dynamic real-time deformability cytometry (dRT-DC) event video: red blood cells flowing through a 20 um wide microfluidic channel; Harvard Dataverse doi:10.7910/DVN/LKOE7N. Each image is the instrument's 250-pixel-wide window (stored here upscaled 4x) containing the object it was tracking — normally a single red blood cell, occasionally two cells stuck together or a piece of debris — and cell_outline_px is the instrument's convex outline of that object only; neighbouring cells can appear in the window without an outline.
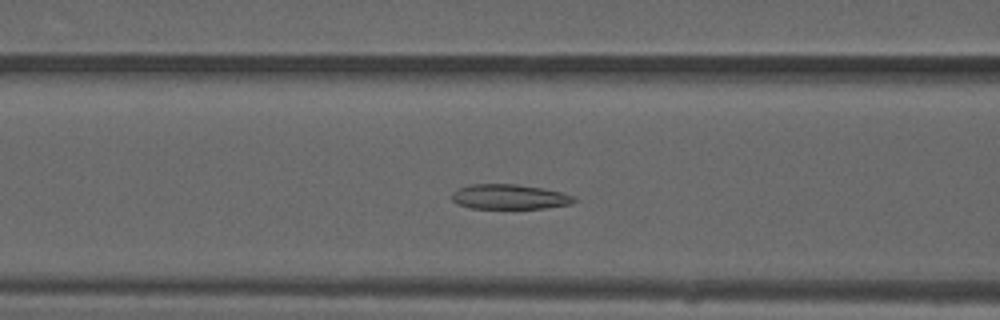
{"species": "common noctule bat (a hibernating species)", "species_latin": "Nyctalus noctula", "temperature_condition": "warm", "stored_images_in_passage": 46, "camera_frame_rate_fps": 3000, "um_per_image_px": 0.085, "animal": {"sex": "male", "forearm_length_mm": 52.5}, "frame": {"image": 1, "passage_image": 16, "time_ms": 5.0, "image_size_px": [1000, 320], "cell_outline_px": [[576, 200], [572, 204], [544, 208], [472, 208], [456, 204], [452, 200], [452, 192], [456, 188], [468, 184], [516, 184], [544, 188], [564, 192], [572, 196]], "centroid_in_image_um": [43.28, 16.71], "position_along_channel_um": 123.3, "area_um2": 17.92}}
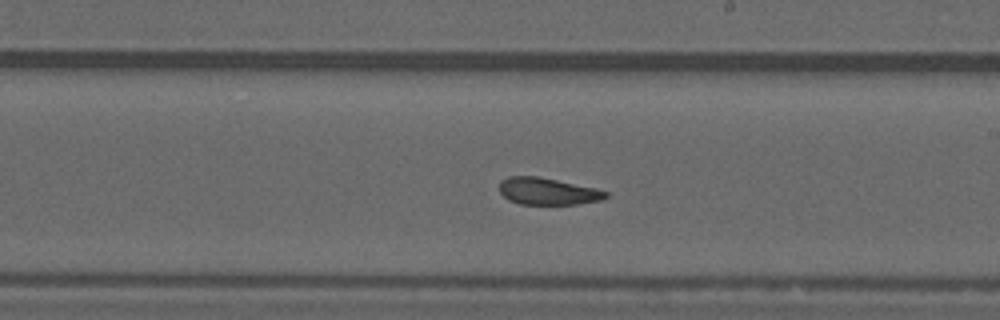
{"frame": {"image": 2, "passage_image": 25, "time_ms": 8.0, "image_size_px": [1000, 320], "cell_outline_px": [[608, 196], [600, 200], [576, 204], [520, 204], [508, 200], [500, 192], [500, 180], [508, 176], [536, 176], [596, 188], [608, 192]], "centroid_in_image_um": [46.53, 16.26], "position_along_channel_um": 242.5, "area_um2": 16.59}}
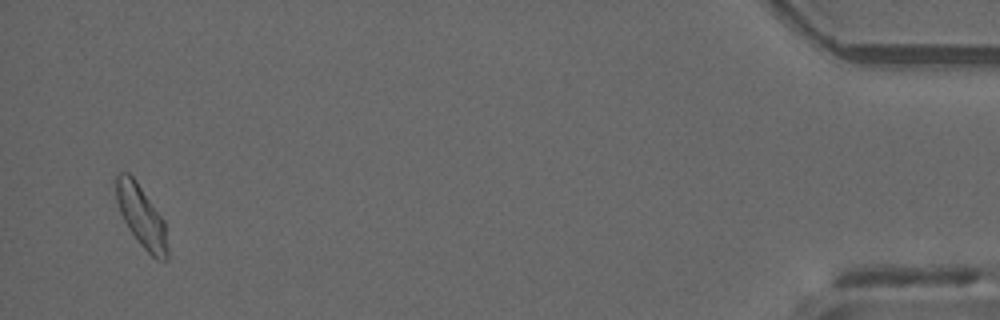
{"frame": {"image": 3, "passage_image": 45, "time_ms": 14.667, "image_size_px": [1000, 320], "cell_outline_px": [[168, 260], [156, 260], [140, 244], [128, 228], [120, 212], [116, 200], [116, 176], [120, 172], [128, 172], [136, 180], [164, 220], [168, 248]], "centroid_in_image_um": [12.03, 18.4], "position_along_channel_um": 423.2, "area_um2": 18.44}, "authors_computed_cell_mechanics": {"area_um2": 17.9469, "velocity_mm_per_s": 3.9842, "shape_relaxation_time_tau1_ms": null, "shape_relaxation_time_tau2_ms": 5.249, "deformation_change_tau1": null, "deformation_change_tau2": 0.1189}}